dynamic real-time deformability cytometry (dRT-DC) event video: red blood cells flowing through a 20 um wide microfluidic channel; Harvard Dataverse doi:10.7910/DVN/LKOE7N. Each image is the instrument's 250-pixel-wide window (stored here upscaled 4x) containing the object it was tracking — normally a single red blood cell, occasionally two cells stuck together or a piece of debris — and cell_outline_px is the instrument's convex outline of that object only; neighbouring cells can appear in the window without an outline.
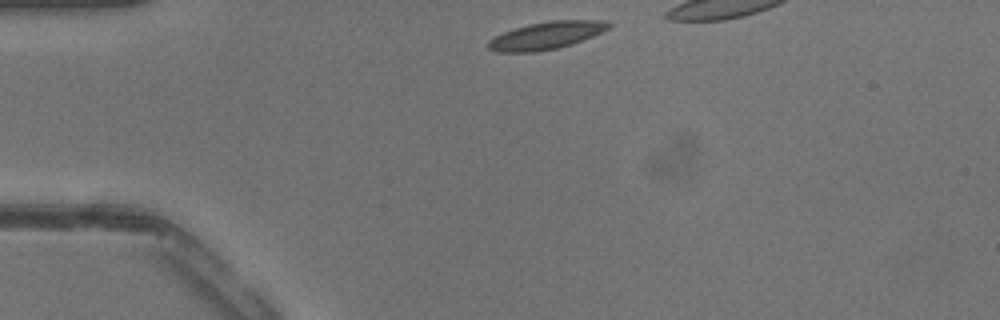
{"species": "common noctule bat (a hibernating species)", "species_latin": "Nyctalus noctula", "temperature_condition": "warm", "stored_images_in_passage": 25, "camera_frame_rate_fps": 3000, "um_per_image_px": 0.085, "animal": {"sex": "male", "body_mass_g": 13.3}, "frame": {"image": 1, "passage_image": 1, "time_ms": 0.0, "image_size_px": [1000, 320], "cell_outline_px": [[612, 24], [608, 28], [592, 36], [572, 44], [556, 48], [536, 52], [496, 52], [488, 48], [484, 44], [488, 40], [504, 32], [528, 24], [552, 20], [604, 20]], "centroid_in_image_um": [46.39, 3.02], "position_along_channel_um": 38.6, "area_um2": 19.19}}
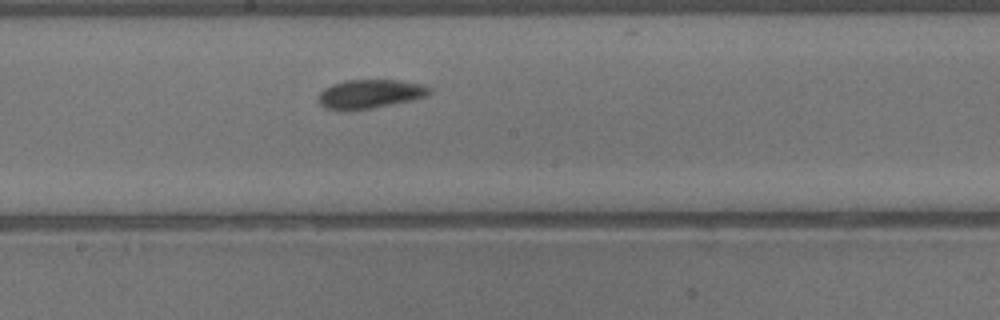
{"frame": {"image": 2, "passage_image": 14, "time_ms": 4.333, "image_size_px": [1000, 320], "cell_outline_px": [[432, 92], [428, 96], [412, 100], [372, 108], [324, 108], [320, 104], [320, 92], [324, 88], [332, 84], [348, 80], [400, 80], [424, 84], [432, 88]], "centroid_in_image_um": [31.56, 7.95], "position_along_channel_um": 216.6, "area_um2": 18.32}}
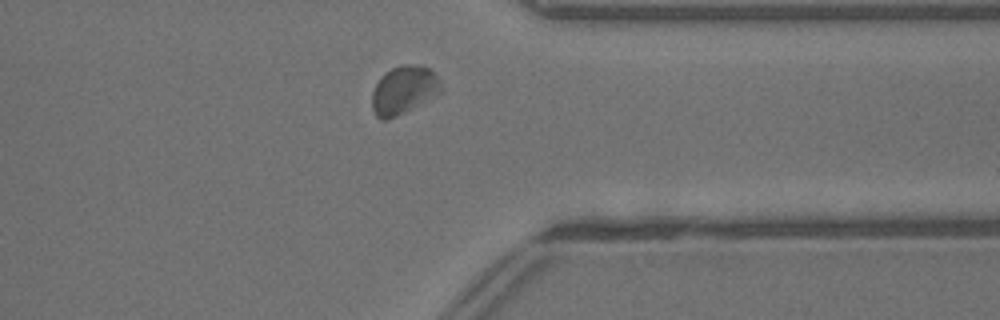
{"frame": {"image": 3, "passage_image": 24, "time_ms": 7.667, "image_size_px": [1000, 320], "cell_outline_px": [[444, 92], [388, 120], [380, 120], [376, 116], [372, 108], [372, 92], [376, 84], [392, 68], [400, 64], [420, 64], [428, 68], [440, 80], [444, 88]], "centroid_in_image_um": [34.36, 7.66], "position_along_channel_um": 377.0, "area_um2": 19.42}}